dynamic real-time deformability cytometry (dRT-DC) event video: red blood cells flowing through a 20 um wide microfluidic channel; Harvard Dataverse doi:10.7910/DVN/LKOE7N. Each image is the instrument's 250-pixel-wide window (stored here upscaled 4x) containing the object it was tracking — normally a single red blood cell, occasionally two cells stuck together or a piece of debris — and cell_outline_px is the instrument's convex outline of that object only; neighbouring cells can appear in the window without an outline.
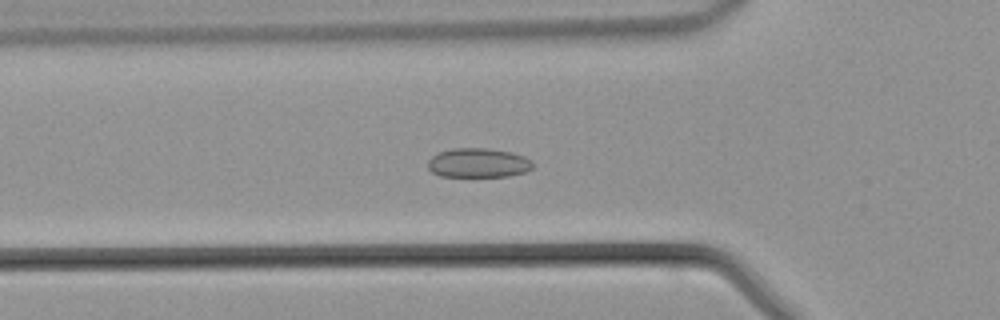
{"species": "common noctule bat (a hibernating species)", "species_latin": "Nyctalus noctula", "temperature_condition": "warm", "stored_images_in_passage": 38, "camera_frame_rate_fps": 3000, "um_per_image_px": 0.085, "animal": {"sex": "male", "body_mass_g": 21.5, "forearm_length_mm": 52.0}, "frame": {"image": 1, "passage_image": 14, "time_ms": 4.333, "image_size_px": [1000, 320], "cell_outline_px": [[532, 168], [524, 172], [508, 176], [440, 176], [432, 172], [428, 168], [428, 160], [432, 156], [440, 152], [452, 148], [488, 148], [512, 152], [524, 156], [532, 160]], "centroid_in_image_um": [40.65, 13.84], "position_along_channel_um": 85.2, "area_um2": 17.92}}
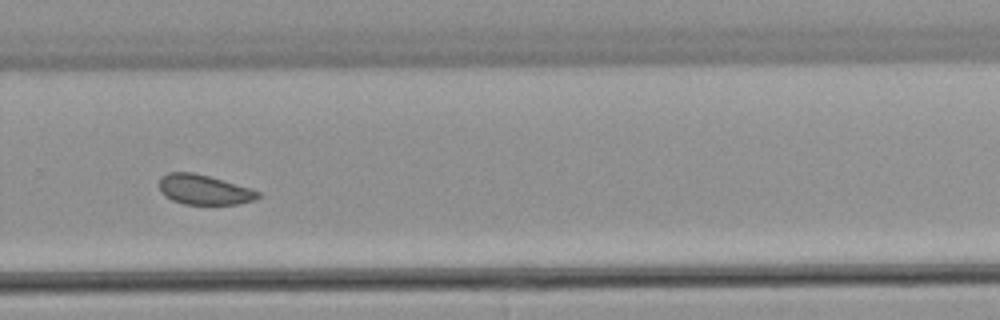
{"frame": {"image": 2, "passage_image": 29, "time_ms": 9.333, "image_size_px": [1000, 320], "cell_outline_px": [[260, 196], [256, 200], [236, 204], [184, 204], [172, 200], [164, 196], [160, 192], [160, 176], [168, 172], [192, 172], [208, 176], [248, 188], [260, 192]], "centroid_in_image_um": [17.3, 16.13], "position_along_channel_um": 312.5, "area_um2": 17.05}}
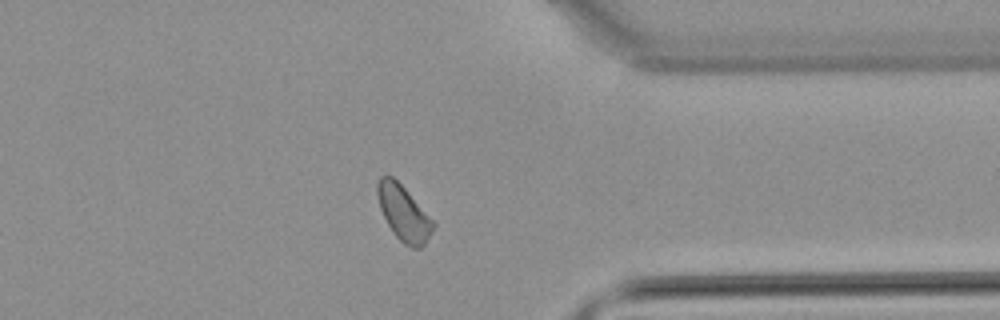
{"frame": {"image": 3, "passage_image": 34, "time_ms": 11.0, "image_size_px": [1000, 320], "cell_outline_px": [[436, 224], [432, 232], [424, 244], [420, 248], [412, 248], [404, 244], [392, 232], [380, 208], [376, 192], [376, 184], [380, 176], [392, 176], [408, 192]], "centroid_in_image_um": [34.29, 18.12], "position_along_channel_um": 377.1, "area_um2": 17.69}}